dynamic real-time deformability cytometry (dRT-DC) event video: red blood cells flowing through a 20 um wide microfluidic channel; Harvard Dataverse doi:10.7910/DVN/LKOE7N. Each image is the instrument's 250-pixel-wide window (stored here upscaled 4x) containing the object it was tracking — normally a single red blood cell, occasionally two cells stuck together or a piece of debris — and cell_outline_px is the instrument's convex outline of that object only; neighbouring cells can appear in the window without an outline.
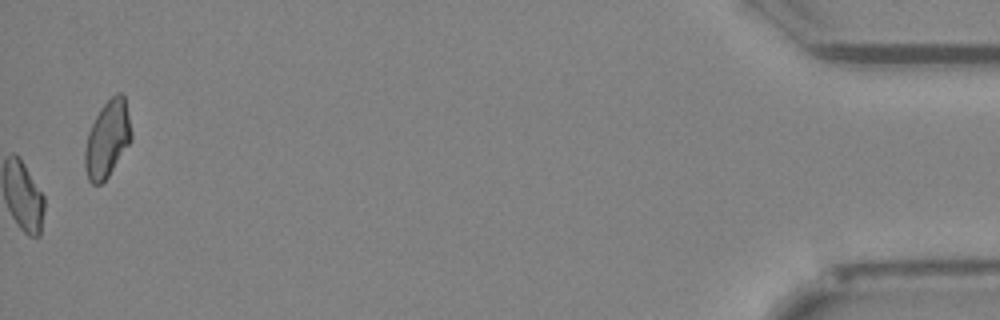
{"species": "Egyptian fruit bat (a non-hibernating species)", "species_latin": "Rousettus aegyptiacus", "temperature_condition": "cold", "stored_images_in_passage": 52, "camera_frame_rate_fps": 3000, "um_per_image_px": 0.085, "animal": {"sex": "female"}, "frame": {"image": 1, "passage_image": 52, "time_ms": 17.0, "image_size_px": [1000, 320], "cell_outline_px": [[132, 140], [108, 176], [100, 184], [92, 184], [88, 180], [84, 164], [84, 152], [88, 132], [100, 108], [116, 92], [120, 92], [124, 96], [132, 132]], "centroid_in_image_um": [9.12, 11.82], "position_along_channel_um": 426.1, "area_um2": 20.63}, "authors_computed_cell_mechanics": {"area_um2": 17.8891, "velocity_mm_per_s": 3.951, "shape_relaxation_time_tau1_ms": null, "shape_relaxation_time_tau2_ms": 4.5262, "deformation_change_tau1": null, "deformation_change_tau2": 0.1254}}